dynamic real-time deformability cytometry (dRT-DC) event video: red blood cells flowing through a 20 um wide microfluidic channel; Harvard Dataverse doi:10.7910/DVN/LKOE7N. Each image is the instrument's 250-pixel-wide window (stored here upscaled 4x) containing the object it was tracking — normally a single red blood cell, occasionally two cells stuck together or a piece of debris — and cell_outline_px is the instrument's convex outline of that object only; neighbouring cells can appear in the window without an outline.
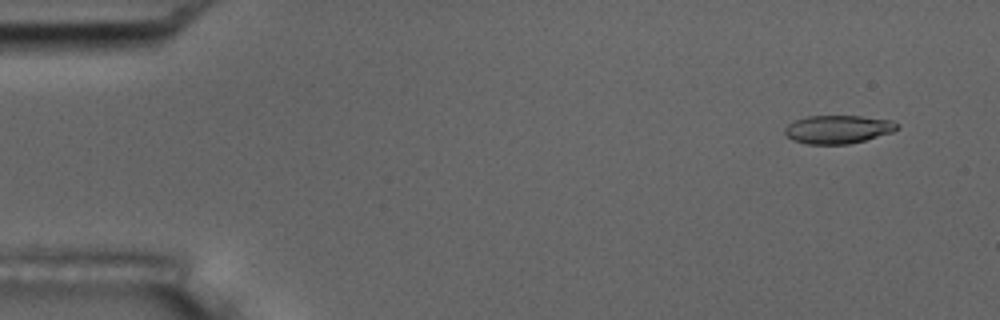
{"species": "common noctule bat (a hibernating species)", "species_latin": "Nyctalus noctula", "temperature_condition": "room temperature", "stored_images_in_passage": 54, "camera_frame_rate_fps": 3000, "um_per_image_px": 0.085, "animal": {"sex": "male", "body_mass_g": 17.5, "forearm_length_mm": 52.3}, "frame": {"image": 1, "passage_image": 4, "time_ms": 1.0, "image_size_px": [1000, 320], "cell_outline_px": [[900, 128], [892, 132], [864, 140], [848, 144], [808, 144], [792, 140], [784, 132], [784, 128], [788, 124], [796, 120], [808, 116], [860, 116], [892, 120], [900, 124]], "centroid_in_image_um": [71.25, 10.99], "position_along_channel_um": 13.8, "area_um2": 18.5}}
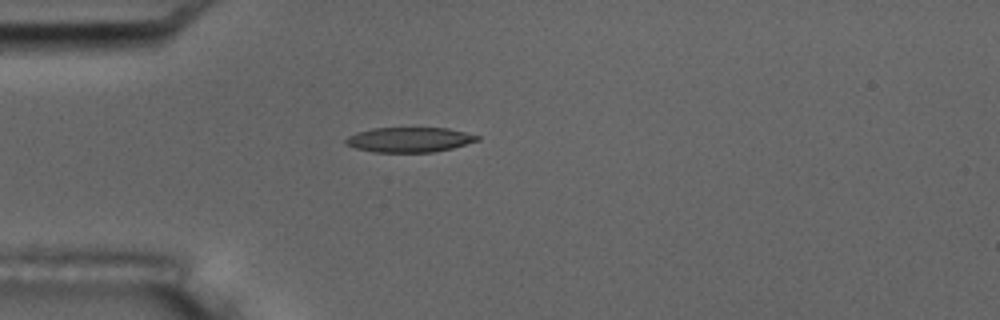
{"frame": {"image": 2, "passage_image": 15, "time_ms": 4.667, "image_size_px": [1000, 320], "cell_outline_px": [[480, 140], [452, 148], [432, 152], [372, 152], [356, 148], [344, 144], [344, 140], [348, 136], [356, 132], [372, 128], [448, 128], [480, 136]], "centroid_in_image_um": [34.76, 11.87], "position_along_channel_um": 50.2, "area_um2": 19.13}}
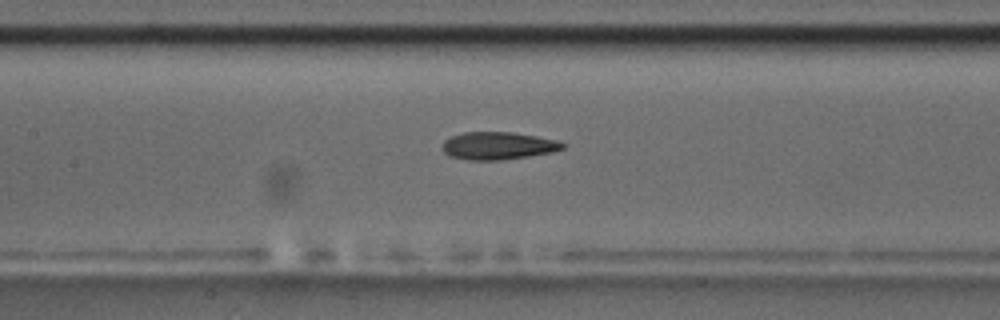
{"frame": {"image": 3, "passage_image": 25, "time_ms": 8.0, "image_size_px": [1000, 320], "cell_outline_px": [[568, 144], [564, 148], [552, 152], [528, 156], [500, 160], [468, 160], [448, 156], [440, 148], [444, 140], [452, 136], [464, 132], [512, 132], [536, 136], [556, 140]], "centroid_in_image_um": [42.31, 12.39], "position_along_channel_um": 165.1, "area_um2": 19.48}, "authors_computed_cell_mechanics": {"area_um2": 19.5075, "velocity_mm_per_s": 3.7847, "shape_relaxation_time_tau1_ms": 6.0456, "shape_relaxation_time_tau2_ms": 5.088, "deformation_change_tau1": 0.2017, "deformation_change_tau2": 0.1574}}